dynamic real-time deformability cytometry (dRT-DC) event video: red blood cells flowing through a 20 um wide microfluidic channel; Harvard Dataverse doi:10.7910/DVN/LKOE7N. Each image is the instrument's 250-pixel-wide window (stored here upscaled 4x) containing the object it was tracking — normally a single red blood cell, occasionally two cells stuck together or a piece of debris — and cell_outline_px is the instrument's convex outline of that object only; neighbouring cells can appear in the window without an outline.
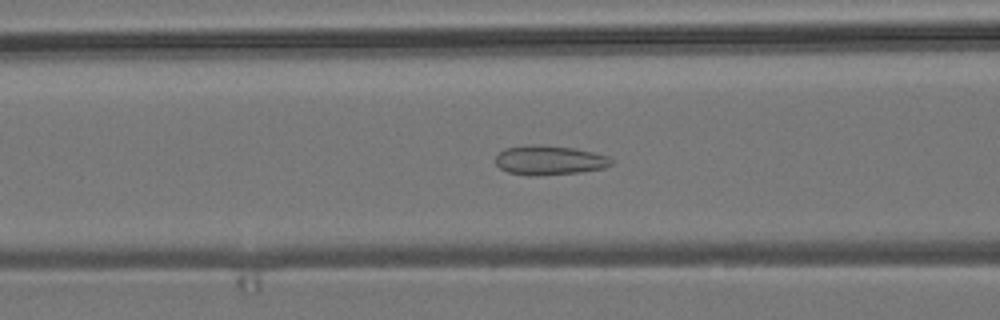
{"species": "common noctule bat (a hibernating species)", "species_latin": "Nyctalus noctula", "temperature_condition": "room temperature", "stored_images_in_passage": 41, "camera_frame_rate_fps": 3000, "um_per_image_px": 0.085, "animal": {"sex": "male", "body_mass_g": 19.2, "forearm_length_mm": 51.8}, "frame": {"image": 1, "passage_image": 13, "time_ms": 4.0, "image_size_px": [1000, 320], "cell_outline_px": [[612, 164], [604, 168], [580, 172], [536, 176], [528, 176], [508, 172], [500, 168], [496, 164], [496, 156], [504, 148], [532, 144], [540, 144], [576, 148], [608, 156], [612, 160]], "centroid_in_image_um": [46.68, 13.61], "position_along_channel_um": 119.9, "area_um2": 20.0}}
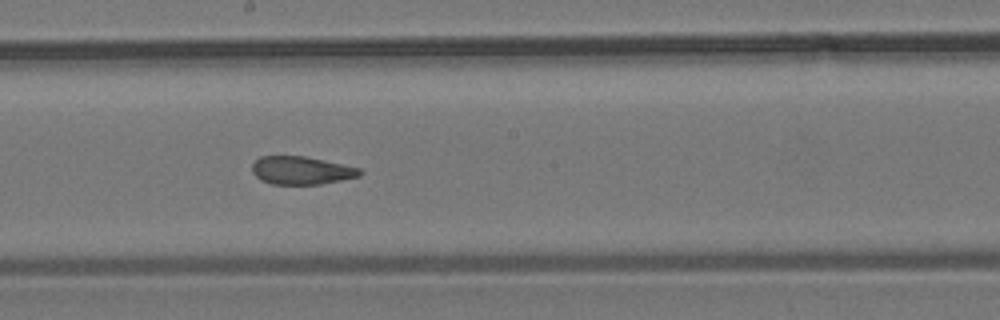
{"frame": {"image": 2, "passage_image": 21, "time_ms": 6.667, "image_size_px": [1000, 320], "cell_outline_px": [[364, 172], [360, 176], [320, 184], [272, 184], [260, 180], [252, 172], [252, 164], [260, 156], [304, 156], [360, 168]], "centroid_in_image_um": [25.6, 14.49], "position_along_channel_um": 222.6, "area_um2": 17.51}}
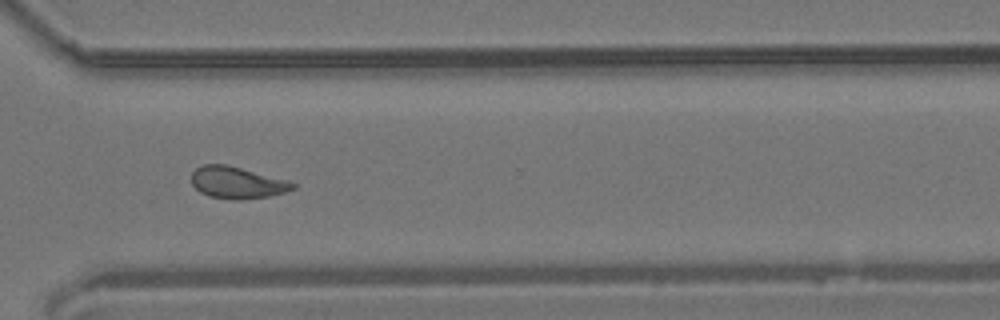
{"frame": {"image": 3, "passage_image": 31, "time_ms": 10.0, "image_size_px": [1000, 320], "cell_outline_px": [[296, 188], [284, 192], [268, 196], [240, 200], [232, 200], [208, 196], [200, 192], [192, 184], [192, 172], [196, 168], [204, 164], [228, 164], [288, 180], [296, 184]], "centroid_in_image_um": [20.15, 15.52], "position_along_channel_um": 350.4, "area_um2": 18.9}, "authors_computed_cell_mechanics": {"area_um2": 19.074, "velocity_mm_per_s": 3.8435, "shape_relaxation_time_tau1_ms": null, "shape_relaxation_time_tau2_ms": 1.504, "deformation_change_tau1": null, "deformation_change_tau2": 0.07}}